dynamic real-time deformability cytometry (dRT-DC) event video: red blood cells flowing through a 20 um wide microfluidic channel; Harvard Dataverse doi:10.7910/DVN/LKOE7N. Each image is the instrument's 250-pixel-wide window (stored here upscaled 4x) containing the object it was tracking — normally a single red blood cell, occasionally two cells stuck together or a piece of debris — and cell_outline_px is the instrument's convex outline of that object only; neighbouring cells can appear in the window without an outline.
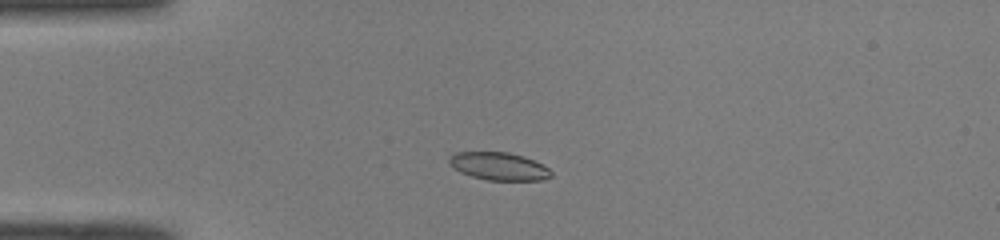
{"species": "common noctule bat (a hibernating species)", "species_latin": "Nyctalus noctula", "temperature_condition": "room temperature", "stored_images_in_passage": 43, "camera_frame_rate_fps": 3000, "um_per_image_px": 0.085, "animal": {"sex": "male", "body_mass_g": 19.0, "forearm_length_mm": 50.8}, "frame": {"image": 1, "passage_image": 6, "time_ms": 1.667, "image_size_px": [1000, 240], "cell_outline_px": [[552, 176], [544, 180], [488, 180], [472, 176], [460, 172], [452, 168], [448, 164], [448, 156], [456, 152], [508, 152], [524, 156], [548, 168], [552, 172]], "centroid_in_image_um": [42.36, 14.13], "position_along_channel_um": 42.6, "area_um2": 16.59}}
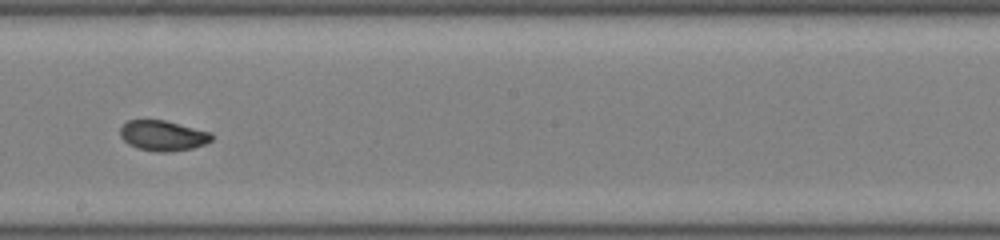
{"frame": {"image": 2, "passage_image": 22, "time_ms": 7.0, "image_size_px": [1000, 240], "cell_outline_px": [[212, 140], [204, 144], [192, 148], [168, 152], [156, 152], [136, 148], [128, 144], [120, 136], [120, 128], [128, 120], [164, 120], [212, 132]], "centroid_in_image_um": [13.84, 11.53], "position_along_channel_um": 234.4, "area_um2": 16.18}}
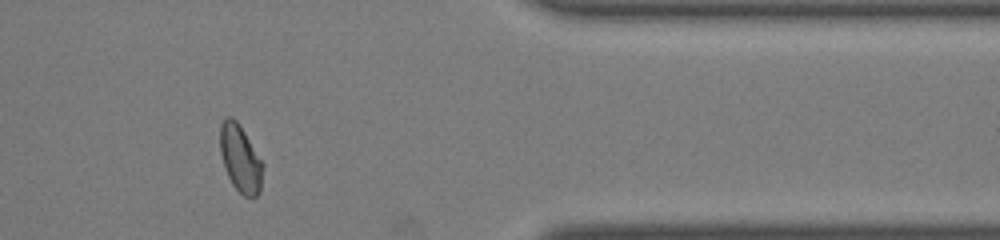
{"frame": {"image": 3, "passage_image": 35, "time_ms": 11.333, "image_size_px": [1000, 240], "cell_outline_px": [[264, 164], [260, 192], [256, 196], [244, 196], [232, 184], [224, 168], [220, 152], [220, 124], [228, 116], [232, 116], [236, 120], [244, 132]], "centroid_in_image_um": [20.43, 13.48], "position_along_channel_um": 391.0, "area_um2": 16.65}, "authors_computed_cell_mechanics": {"area_um2": 16.5308, "velocity_mm_per_s": 4.0659, "shape_relaxation_time_tau1_ms": 11.0918, "shape_relaxation_time_tau2_ms": 1.3883, "deformation_change_tau1": 0.2057, "deformation_change_tau2": 0.0475}}